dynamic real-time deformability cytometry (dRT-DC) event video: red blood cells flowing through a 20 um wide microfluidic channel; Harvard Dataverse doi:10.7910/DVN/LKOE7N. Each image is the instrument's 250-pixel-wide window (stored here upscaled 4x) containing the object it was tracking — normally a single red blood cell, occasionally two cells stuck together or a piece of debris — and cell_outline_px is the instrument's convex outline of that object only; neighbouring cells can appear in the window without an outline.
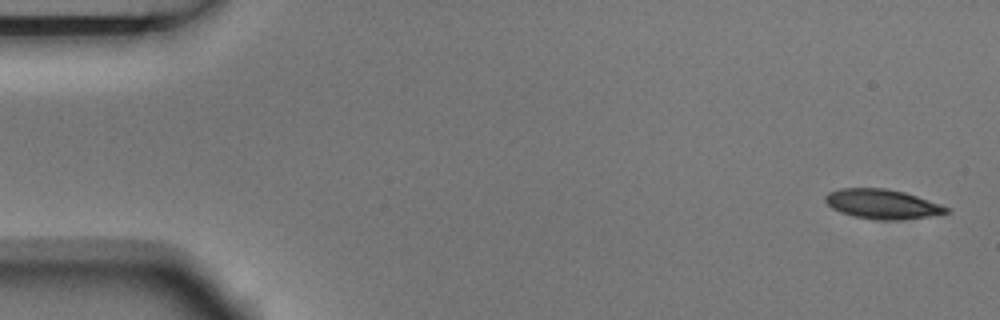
{"species": "Egyptian fruit bat (a non-hibernating species)", "species_latin": "Rousettus aegyptiacus", "temperature_condition": "room temperature", "stored_images_in_passage": 4, "camera_frame_rate_fps": 3000, "um_per_image_px": 0.085, "animal": {"sex": "male"}, "frame": {"image": 1, "passage_image": 1, "time_ms": 0.0, "image_size_px": [1000, 320], "cell_outline_px": [[952, 212], [928, 216], [900, 220], [880, 220], [856, 216], [840, 212], [832, 208], [824, 200], [824, 196], [828, 192], [840, 188], [884, 188], [904, 192], [940, 204], [948, 208]], "centroid_in_image_um": [74.97, 17.34], "position_along_channel_um": 10.0, "area_um2": 20.69}}
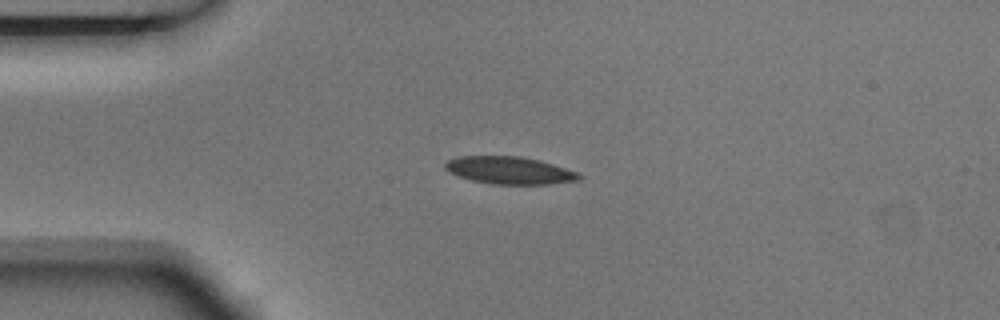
{"frame": {"image": 2, "passage_image": 4, "time_ms": 1.0, "image_size_px": [1000, 320], "cell_outline_px": [[584, 176], [580, 180], [548, 184], [492, 184], [472, 180], [448, 172], [444, 168], [444, 164], [448, 160], [460, 156], [520, 156], [540, 160], [580, 172]], "centroid_in_image_um": [43.36, 14.48], "position_along_channel_um": 41.6, "area_um2": 21.56}}